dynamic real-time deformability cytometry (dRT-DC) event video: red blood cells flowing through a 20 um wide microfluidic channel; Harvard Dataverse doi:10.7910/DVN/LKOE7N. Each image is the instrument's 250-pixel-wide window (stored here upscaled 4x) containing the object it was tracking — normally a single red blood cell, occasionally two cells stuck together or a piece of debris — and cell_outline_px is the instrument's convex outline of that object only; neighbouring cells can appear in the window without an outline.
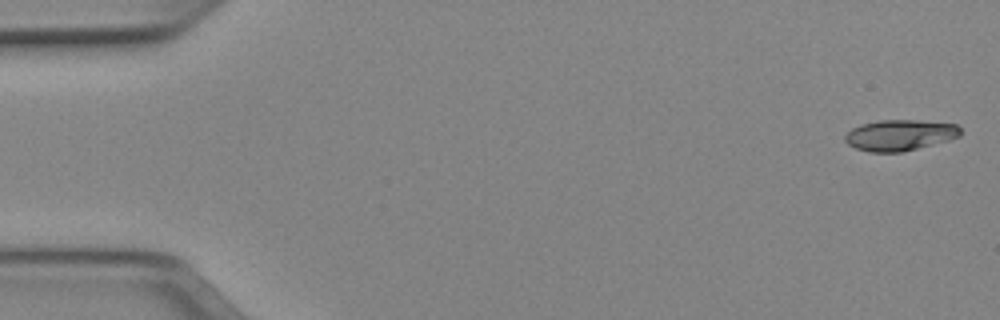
{"species": "Egyptian fruit bat (a non-hibernating species)", "species_latin": "Rousettus aegyptiacus", "temperature_condition": "cold", "stored_images_in_passage": 8, "camera_frame_rate_fps": 3000, "um_per_image_px": 0.085, "animal": {"sex": "female"}, "frame": {"image": 1, "passage_image": 1, "time_ms": 0.0, "image_size_px": [1000, 320], "cell_outline_px": [[960, 136], [948, 140], [904, 152], [868, 152], [856, 148], [848, 144], [844, 140], [844, 136], [852, 128], [860, 124], [880, 120], [916, 120], [956, 124], [960, 128]], "centroid_in_image_um": [76.46, 11.49], "position_along_channel_um": 8.5, "area_um2": 20.81}}